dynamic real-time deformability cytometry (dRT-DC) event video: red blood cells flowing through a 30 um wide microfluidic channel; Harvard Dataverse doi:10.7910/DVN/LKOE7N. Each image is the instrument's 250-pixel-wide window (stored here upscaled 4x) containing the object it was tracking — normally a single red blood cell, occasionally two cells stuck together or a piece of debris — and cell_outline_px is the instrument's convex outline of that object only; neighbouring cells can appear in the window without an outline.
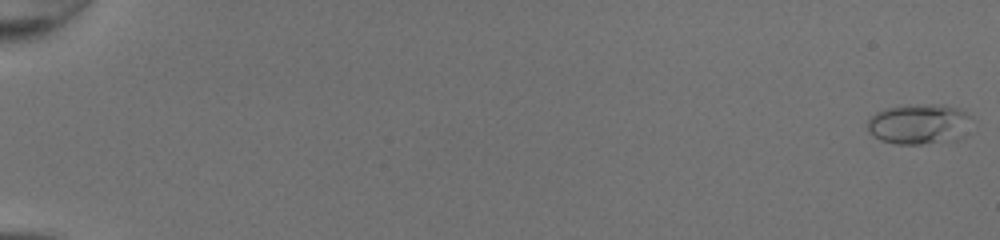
{"species": "common noctule bat (a hibernating species)", "species_latin": "Nyctalus noctula", "temperature_condition": "room temperature", "stored_images_in_passage": 51, "camera_frame_rate_fps": 3000, "um_per_image_px": 0.085, "animal": {"sex": "female", "body_mass_g": 20.0, "forearm_length_mm": 54.0}, "frame": {"image": 1, "passage_image": 1, "time_ms": 0.0, "image_size_px": [1000, 240], "cell_outline_px": [[972, 132], [956, 140], [920, 144], [896, 144], [880, 140], [872, 136], [868, 132], [868, 120], [876, 112], [884, 108], [908, 104], [944, 104], [956, 108], [972, 116]], "centroid_in_image_um": [78.18, 10.54], "position_along_channel_um": 6.8, "area_um2": 25.26}}
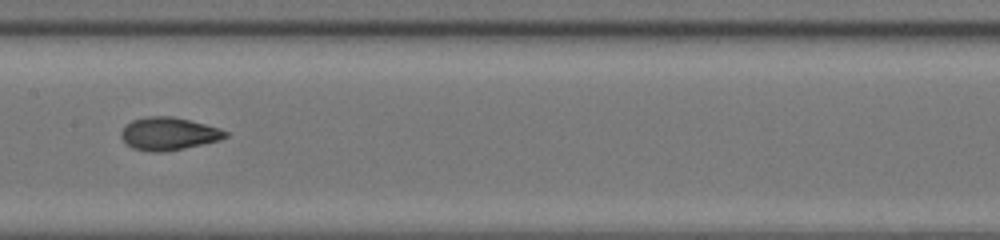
{"frame": {"image": 2, "passage_image": 29, "time_ms": 9.333, "image_size_px": [1000, 240], "cell_outline_px": [[228, 136], [220, 140], [204, 144], [164, 152], [152, 152], [132, 148], [120, 136], [120, 132], [124, 124], [132, 120], [144, 116], [172, 116], [220, 128], [228, 132]], "centroid_in_image_um": [14.31, 11.36], "position_along_channel_um": 193.1, "area_um2": 20.06}}
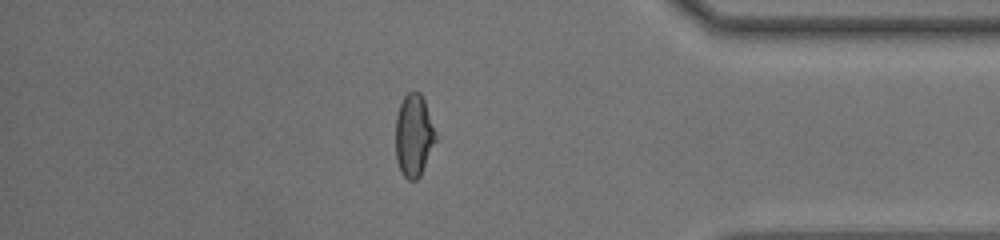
{"frame": {"image": 3, "passage_image": 45, "time_ms": 14.667, "image_size_px": [1000, 240], "cell_outline_px": [[440, 136], [420, 176], [416, 180], [408, 180], [404, 176], [396, 160], [396, 116], [400, 104], [404, 96], [408, 92], [420, 92], [424, 100]], "centroid_in_image_um": [35.23, 11.51], "position_along_channel_um": 400.0, "area_um2": 19.77}, "authors_computed_cell_mechanics": {"area_um2": 19.5942, "velocity_mm_per_s": 4.2868, "shape_relaxation_time_tau1_ms": 5.2042, "shape_relaxation_time_tau2_ms": 0.6487, "deformation_change_tau1": 0.2078, "deformation_change_tau2": 0.0563}}